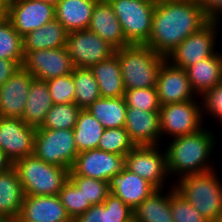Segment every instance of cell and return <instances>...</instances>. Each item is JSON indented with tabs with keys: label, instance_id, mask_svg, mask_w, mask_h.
<instances>
[{
	"label": "cell",
	"instance_id": "6da1fadb",
	"mask_svg": "<svg viewBox=\"0 0 222 222\" xmlns=\"http://www.w3.org/2000/svg\"><path fill=\"white\" fill-rule=\"evenodd\" d=\"M209 21L195 0H157L152 31L144 45L167 57L182 41Z\"/></svg>",
	"mask_w": 222,
	"mask_h": 222
},
{
	"label": "cell",
	"instance_id": "7a4b0ae2",
	"mask_svg": "<svg viewBox=\"0 0 222 222\" xmlns=\"http://www.w3.org/2000/svg\"><path fill=\"white\" fill-rule=\"evenodd\" d=\"M214 137L211 131L202 128L196 133L173 138L165 150L168 173L183 177L213 170L206 162L216 144Z\"/></svg>",
	"mask_w": 222,
	"mask_h": 222
},
{
	"label": "cell",
	"instance_id": "3957f363",
	"mask_svg": "<svg viewBox=\"0 0 222 222\" xmlns=\"http://www.w3.org/2000/svg\"><path fill=\"white\" fill-rule=\"evenodd\" d=\"M125 90L156 87L158 71L166 57L146 45L131 44L117 49Z\"/></svg>",
	"mask_w": 222,
	"mask_h": 222
},
{
	"label": "cell",
	"instance_id": "277c9868",
	"mask_svg": "<svg viewBox=\"0 0 222 222\" xmlns=\"http://www.w3.org/2000/svg\"><path fill=\"white\" fill-rule=\"evenodd\" d=\"M210 170L181 177L175 190L209 222L222 215V184Z\"/></svg>",
	"mask_w": 222,
	"mask_h": 222
},
{
	"label": "cell",
	"instance_id": "5b68a950",
	"mask_svg": "<svg viewBox=\"0 0 222 222\" xmlns=\"http://www.w3.org/2000/svg\"><path fill=\"white\" fill-rule=\"evenodd\" d=\"M25 195H58L69 179V169L48 164L34 154L13 163Z\"/></svg>",
	"mask_w": 222,
	"mask_h": 222
},
{
	"label": "cell",
	"instance_id": "8992f818",
	"mask_svg": "<svg viewBox=\"0 0 222 222\" xmlns=\"http://www.w3.org/2000/svg\"><path fill=\"white\" fill-rule=\"evenodd\" d=\"M111 5L126 40L144 45L152 31V17L157 0H107Z\"/></svg>",
	"mask_w": 222,
	"mask_h": 222
},
{
	"label": "cell",
	"instance_id": "52a82bcc",
	"mask_svg": "<svg viewBox=\"0 0 222 222\" xmlns=\"http://www.w3.org/2000/svg\"><path fill=\"white\" fill-rule=\"evenodd\" d=\"M33 154L44 162L71 169L78 153L72 129H36Z\"/></svg>",
	"mask_w": 222,
	"mask_h": 222
},
{
	"label": "cell",
	"instance_id": "ba28073f",
	"mask_svg": "<svg viewBox=\"0 0 222 222\" xmlns=\"http://www.w3.org/2000/svg\"><path fill=\"white\" fill-rule=\"evenodd\" d=\"M66 49L74 67L90 68L112 56L116 49L89 29L70 32Z\"/></svg>",
	"mask_w": 222,
	"mask_h": 222
},
{
	"label": "cell",
	"instance_id": "9c48e42d",
	"mask_svg": "<svg viewBox=\"0 0 222 222\" xmlns=\"http://www.w3.org/2000/svg\"><path fill=\"white\" fill-rule=\"evenodd\" d=\"M218 21L220 20H210L200 30L182 41L166 59H171L172 65L186 70L194 63L215 54L214 44L217 34L215 29Z\"/></svg>",
	"mask_w": 222,
	"mask_h": 222
},
{
	"label": "cell",
	"instance_id": "30bf717a",
	"mask_svg": "<svg viewBox=\"0 0 222 222\" xmlns=\"http://www.w3.org/2000/svg\"><path fill=\"white\" fill-rule=\"evenodd\" d=\"M202 107L194 100L160 106V131L173 138L198 132L202 126Z\"/></svg>",
	"mask_w": 222,
	"mask_h": 222
},
{
	"label": "cell",
	"instance_id": "8fae6325",
	"mask_svg": "<svg viewBox=\"0 0 222 222\" xmlns=\"http://www.w3.org/2000/svg\"><path fill=\"white\" fill-rule=\"evenodd\" d=\"M22 67L44 81L71 74L74 65L66 47L24 52Z\"/></svg>",
	"mask_w": 222,
	"mask_h": 222
},
{
	"label": "cell",
	"instance_id": "7c38bea8",
	"mask_svg": "<svg viewBox=\"0 0 222 222\" xmlns=\"http://www.w3.org/2000/svg\"><path fill=\"white\" fill-rule=\"evenodd\" d=\"M6 17L24 37L55 19V4L40 0H12L7 3Z\"/></svg>",
	"mask_w": 222,
	"mask_h": 222
},
{
	"label": "cell",
	"instance_id": "4fadbf2b",
	"mask_svg": "<svg viewBox=\"0 0 222 222\" xmlns=\"http://www.w3.org/2000/svg\"><path fill=\"white\" fill-rule=\"evenodd\" d=\"M125 169V156L92 149L79 152L70 170L78 176L108 182L111 177L123 172Z\"/></svg>",
	"mask_w": 222,
	"mask_h": 222
},
{
	"label": "cell",
	"instance_id": "5bb4252c",
	"mask_svg": "<svg viewBox=\"0 0 222 222\" xmlns=\"http://www.w3.org/2000/svg\"><path fill=\"white\" fill-rule=\"evenodd\" d=\"M156 145L135 146L126 157V169L147 180L157 189H163L168 176L166 153H160Z\"/></svg>",
	"mask_w": 222,
	"mask_h": 222
},
{
	"label": "cell",
	"instance_id": "9a60e30c",
	"mask_svg": "<svg viewBox=\"0 0 222 222\" xmlns=\"http://www.w3.org/2000/svg\"><path fill=\"white\" fill-rule=\"evenodd\" d=\"M36 128L19 118L0 117V149L14 163L34 152Z\"/></svg>",
	"mask_w": 222,
	"mask_h": 222
},
{
	"label": "cell",
	"instance_id": "2e32d148",
	"mask_svg": "<svg viewBox=\"0 0 222 222\" xmlns=\"http://www.w3.org/2000/svg\"><path fill=\"white\" fill-rule=\"evenodd\" d=\"M156 89L160 106L194 100L186 70L169 64L167 59L158 71Z\"/></svg>",
	"mask_w": 222,
	"mask_h": 222
},
{
	"label": "cell",
	"instance_id": "e0dca14e",
	"mask_svg": "<svg viewBox=\"0 0 222 222\" xmlns=\"http://www.w3.org/2000/svg\"><path fill=\"white\" fill-rule=\"evenodd\" d=\"M33 76L22 66L0 87V117L23 116Z\"/></svg>",
	"mask_w": 222,
	"mask_h": 222
},
{
	"label": "cell",
	"instance_id": "ac0fdd59",
	"mask_svg": "<svg viewBox=\"0 0 222 222\" xmlns=\"http://www.w3.org/2000/svg\"><path fill=\"white\" fill-rule=\"evenodd\" d=\"M19 216L28 222H73L58 195H25Z\"/></svg>",
	"mask_w": 222,
	"mask_h": 222
},
{
	"label": "cell",
	"instance_id": "d6986e66",
	"mask_svg": "<svg viewBox=\"0 0 222 222\" xmlns=\"http://www.w3.org/2000/svg\"><path fill=\"white\" fill-rule=\"evenodd\" d=\"M124 128L135 146H157L158 138L161 136L159 111H143L127 107Z\"/></svg>",
	"mask_w": 222,
	"mask_h": 222
},
{
	"label": "cell",
	"instance_id": "ffe728a7",
	"mask_svg": "<svg viewBox=\"0 0 222 222\" xmlns=\"http://www.w3.org/2000/svg\"><path fill=\"white\" fill-rule=\"evenodd\" d=\"M108 186L109 192L120 198L132 210L157 190L147 180L131 173L127 169L111 177L108 181Z\"/></svg>",
	"mask_w": 222,
	"mask_h": 222
},
{
	"label": "cell",
	"instance_id": "44dd1931",
	"mask_svg": "<svg viewBox=\"0 0 222 222\" xmlns=\"http://www.w3.org/2000/svg\"><path fill=\"white\" fill-rule=\"evenodd\" d=\"M88 29L116 50L131 45L126 40L121 24L107 0H98L95 3Z\"/></svg>",
	"mask_w": 222,
	"mask_h": 222
},
{
	"label": "cell",
	"instance_id": "7402d4cb",
	"mask_svg": "<svg viewBox=\"0 0 222 222\" xmlns=\"http://www.w3.org/2000/svg\"><path fill=\"white\" fill-rule=\"evenodd\" d=\"M25 193L14 167L0 174V218L9 222L19 216Z\"/></svg>",
	"mask_w": 222,
	"mask_h": 222
},
{
	"label": "cell",
	"instance_id": "603a6c76",
	"mask_svg": "<svg viewBox=\"0 0 222 222\" xmlns=\"http://www.w3.org/2000/svg\"><path fill=\"white\" fill-rule=\"evenodd\" d=\"M98 0H62L55 4V19L68 33L88 29Z\"/></svg>",
	"mask_w": 222,
	"mask_h": 222
},
{
	"label": "cell",
	"instance_id": "cb8c5ba5",
	"mask_svg": "<svg viewBox=\"0 0 222 222\" xmlns=\"http://www.w3.org/2000/svg\"><path fill=\"white\" fill-rule=\"evenodd\" d=\"M193 92L201 96L222 81V55L215 53L186 69Z\"/></svg>",
	"mask_w": 222,
	"mask_h": 222
},
{
	"label": "cell",
	"instance_id": "d4e9b609",
	"mask_svg": "<svg viewBox=\"0 0 222 222\" xmlns=\"http://www.w3.org/2000/svg\"><path fill=\"white\" fill-rule=\"evenodd\" d=\"M52 106L53 101L46 81L33 78L21 120L26 125L39 128Z\"/></svg>",
	"mask_w": 222,
	"mask_h": 222
},
{
	"label": "cell",
	"instance_id": "484cf974",
	"mask_svg": "<svg viewBox=\"0 0 222 222\" xmlns=\"http://www.w3.org/2000/svg\"><path fill=\"white\" fill-rule=\"evenodd\" d=\"M73 222H133V210L112 193L99 205H91Z\"/></svg>",
	"mask_w": 222,
	"mask_h": 222
},
{
	"label": "cell",
	"instance_id": "4316f807",
	"mask_svg": "<svg viewBox=\"0 0 222 222\" xmlns=\"http://www.w3.org/2000/svg\"><path fill=\"white\" fill-rule=\"evenodd\" d=\"M90 70L98 83L101 97L113 98L124 96L125 88L116 53L91 66Z\"/></svg>",
	"mask_w": 222,
	"mask_h": 222
},
{
	"label": "cell",
	"instance_id": "83f0119b",
	"mask_svg": "<svg viewBox=\"0 0 222 222\" xmlns=\"http://www.w3.org/2000/svg\"><path fill=\"white\" fill-rule=\"evenodd\" d=\"M68 32L56 19L29 32L23 37V51L66 47Z\"/></svg>",
	"mask_w": 222,
	"mask_h": 222
},
{
	"label": "cell",
	"instance_id": "f1b7e54d",
	"mask_svg": "<svg viewBox=\"0 0 222 222\" xmlns=\"http://www.w3.org/2000/svg\"><path fill=\"white\" fill-rule=\"evenodd\" d=\"M126 101L124 96L100 97L86 110L98 120L104 129L121 128L126 123Z\"/></svg>",
	"mask_w": 222,
	"mask_h": 222
},
{
	"label": "cell",
	"instance_id": "f546056e",
	"mask_svg": "<svg viewBox=\"0 0 222 222\" xmlns=\"http://www.w3.org/2000/svg\"><path fill=\"white\" fill-rule=\"evenodd\" d=\"M155 190L133 210V222H174L170 208V192L163 196Z\"/></svg>",
	"mask_w": 222,
	"mask_h": 222
},
{
	"label": "cell",
	"instance_id": "4dcf8cb0",
	"mask_svg": "<svg viewBox=\"0 0 222 222\" xmlns=\"http://www.w3.org/2000/svg\"><path fill=\"white\" fill-rule=\"evenodd\" d=\"M104 127L86 109H81L73 129L75 144L79 152L98 149Z\"/></svg>",
	"mask_w": 222,
	"mask_h": 222
},
{
	"label": "cell",
	"instance_id": "1f68e13d",
	"mask_svg": "<svg viewBox=\"0 0 222 222\" xmlns=\"http://www.w3.org/2000/svg\"><path fill=\"white\" fill-rule=\"evenodd\" d=\"M72 76L75 84L74 103L81 109H87L100 98V90L90 68L74 67Z\"/></svg>",
	"mask_w": 222,
	"mask_h": 222
},
{
	"label": "cell",
	"instance_id": "d6a6232c",
	"mask_svg": "<svg viewBox=\"0 0 222 222\" xmlns=\"http://www.w3.org/2000/svg\"><path fill=\"white\" fill-rule=\"evenodd\" d=\"M0 59L14 60L20 66L24 61L23 37L7 17L0 21Z\"/></svg>",
	"mask_w": 222,
	"mask_h": 222
},
{
	"label": "cell",
	"instance_id": "836d02e7",
	"mask_svg": "<svg viewBox=\"0 0 222 222\" xmlns=\"http://www.w3.org/2000/svg\"><path fill=\"white\" fill-rule=\"evenodd\" d=\"M81 108L75 103L53 104L41 127L36 129H74Z\"/></svg>",
	"mask_w": 222,
	"mask_h": 222
},
{
	"label": "cell",
	"instance_id": "e575fe53",
	"mask_svg": "<svg viewBox=\"0 0 222 222\" xmlns=\"http://www.w3.org/2000/svg\"><path fill=\"white\" fill-rule=\"evenodd\" d=\"M69 179L82 191L85 202H89L91 205L102 204L110 194L106 181L78 176L71 170L69 171Z\"/></svg>",
	"mask_w": 222,
	"mask_h": 222
},
{
	"label": "cell",
	"instance_id": "d590c367",
	"mask_svg": "<svg viewBox=\"0 0 222 222\" xmlns=\"http://www.w3.org/2000/svg\"><path fill=\"white\" fill-rule=\"evenodd\" d=\"M134 147L124 127L104 129L98 144L99 150L122 156H126Z\"/></svg>",
	"mask_w": 222,
	"mask_h": 222
},
{
	"label": "cell",
	"instance_id": "8d00e7d4",
	"mask_svg": "<svg viewBox=\"0 0 222 222\" xmlns=\"http://www.w3.org/2000/svg\"><path fill=\"white\" fill-rule=\"evenodd\" d=\"M58 196L72 220L91 206L89 202H85L82 191L70 179L64 183Z\"/></svg>",
	"mask_w": 222,
	"mask_h": 222
},
{
	"label": "cell",
	"instance_id": "74e56055",
	"mask_svg": "<svg viewBox=\"0 0 222 222\" xmlns=\"http://www.w3.org/2000/svg\"><path fill=\"white\" fill-rule=\"evenodd\" d=\"M170 191V208L174 222H209L180 193L172 187Z\"/></svg>",
	"mask_w": 222,
	"mask_h": 222
},
{
	"label": "cell",
	"instance_id": "f35d334b",
	"mask_svg": "<svg viewBox=\"0 0 222 222\" xmlns=\"http://www.w3.org/2000/svg\"><path fill=\"white\" fill-rule=\"evenodd\" d=\"M124 98L128 108H138L143 111L160 110L156 87L125 90Z\"/></svg>",
	"mask_w": 222,
	"mask_h": 222
},
{
	"label": "cell",
	"instance_id": "ab89813d",
	"mask_svg": "<svg viewBox=\"0 0 222 222\" xmlns=\"http://www.w3.org/2000/svg\"><path fill=\"white\" fill-rule=\"evenodd\" d=\"M53 104L74 103L75 84L72 74L46 81Z\"/></svg>",
	"mask_w": 222,
	"mask_h": 222
},
{
	"label": "cell",
	"instance_id": "60d3db41",
	"mask_svg": "<svg viewBox=\"0 0 222 222\" xmlns=\"http://www.w3.org/2000/svg\"><path fill=\"white\" fill-rule=\"evenodd\" d=\"M203 107L222 121V81L214 86L209 91L205 92L203 95Z\"/></svg>",
	"mask_w": 222,
	"mask_h": 222
},
{
	"label": "cell",
	"instance_id": "b9f144b4",
	"mask_svg": "<svg viewBox=\"0 0 222 222\" xmlns=\"http://www.w3.org/2000/svg\"><path fill=\"white\" fill-rule=\"evenodd\" d=\"M210 20H217L222 13V0H195Z\"/></svg>",
	"mask_w": 222,
	"mask_h": 222
},
{
	"label": "cell",
	"instance_id": "7bdbcfd3",
	"mask_svg": "<svg viewBox=\"0 0 222 222\" xmlns=\"http://www.w3.org/2000/svg\"><path fill=\"white\" fill-rule=\"evenodd\" d=\"M21 66L14 60L0 59V87L3 85Z\"/></svg>",
	"mask_w": 222,
	"mask_h": 222
},
{
	"label": "cell",
	"instance_id": "ee69618b",
	"mask_svg": "<svg viewBox=\"0 0 222 222\" xmlns=\"http://www.w3.org/2000/svg\"><path fill=\"white\" fill-rule=\"evenodd\" d=\"M13 167L12 161L0 149V174L6 172Z\"/></svg>",
	"mask_w": 222,
	"mask_h": 222
},
{
	"label": "cell",
	"instance_id": "f6af8a7d",
	"mask_svg": "<svg viewBox=\"0 0 222 222\" xmlns=\"http://www.w3.org/2000/svg\"><path fill=\"white\" fill-rule=\"evenodd\" d=\"M7 3L4 0H0V21L6 17Z\"/></svg>",
	"mask_w": 222,
	"mask_h": 222
},
{
	"label": "cell",
	"instance_id": "bcb514c9",
	"mask_svg": "<svg viewBox=\"0 0 222 222\" xmlns=\"http://www.w3.org/2000/svg\"><path fill=\"white\" fill-rule=\"evenodd\" d=\"M9 222H28V221L23 220L20 216H18L15 219L10 220Z\"/></svg>",
	"mask_w": 222,
	"mask_h": 222
},
{
	"label": "cell",
	"instance_id": "7dc6e473",
	"mask_svg": "<svg viewBox=\"0 0 222 222\" xmlns=\"http://www.w3.org/2000/svg\"><path fill=\"white\" fill-rule=\"evenodd\" d=\"M40 1H45V2H49V3L55 4V0H40Z\"/></svg>",
	"mask_w": 222,
	"mask_h": 222
},
{
	"label": "cell",
	"instance_id": "c3c4849f",
	"mask_svg": "<svg viewBox=\"0 0 222 222\" xmlns=\"http://www.w3.org/2000/svg\"><path fill=\"white\" fill-rule=\"evenodd\" d=\"M213 222H222V215L220 217H218L215 221Z\"/></svg>",
	"mask_w": 222,
	"mask_h": 222
},
{
	"label": "cell",
	"instance_id": "681fc988",
	"mask_svg": "<svg viewBox=\"0 0 222 222\" xmlns=\"http://www.w3.org/2000/svg\"><path fill=\"white\" fill-rule=\"evenodd\" d=\"M60 1H62V0H55V4H57V3L60 2Z\"/></svg>",
	"mask_w": 222,
	"mask_h": 222
}]
</instances>
